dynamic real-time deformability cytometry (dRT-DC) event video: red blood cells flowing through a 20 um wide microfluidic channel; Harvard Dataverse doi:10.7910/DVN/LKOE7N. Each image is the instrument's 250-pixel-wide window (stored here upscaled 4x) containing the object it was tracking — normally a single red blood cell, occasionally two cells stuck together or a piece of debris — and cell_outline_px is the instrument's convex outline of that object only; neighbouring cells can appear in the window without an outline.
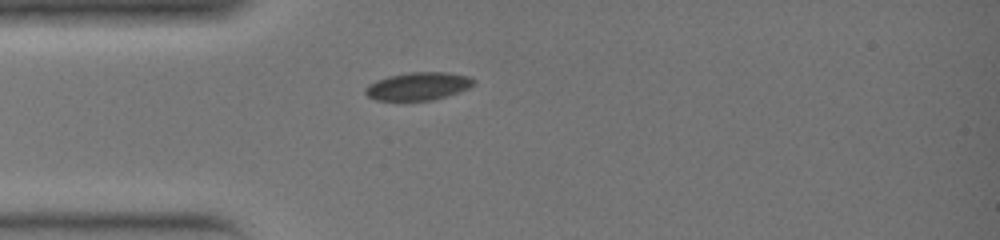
{"species": "common noctule bat (a hibernating species)", "species_latin": "Nyctalus noctula", "temperature_condition": "warm", "stored_images_in_passage": 25, "camera_frame_rate_fps": 3000, "um_per_image_px": 0.085, "animal": {"sex": "female", "body_mass_g": 19.0, "forearm_length_mm": 51.5}, "frame": {"image": 1, "passage_image": 1, "time_ms": 0.0, "image_size_px": [1000, 240], "cell_outline_px": [[476, 80], [468, 88], [432, 100], [376, 100], [368, 96], [364, 92], [364, 88], [368, 84], [376, 80], [388, 76], [408, 72], [448, 72], [468, 76]], "centroid_in_image_um": [35.49, 7.31], "position_along_channel_um": 49.5, "area_um2": 17.46}}
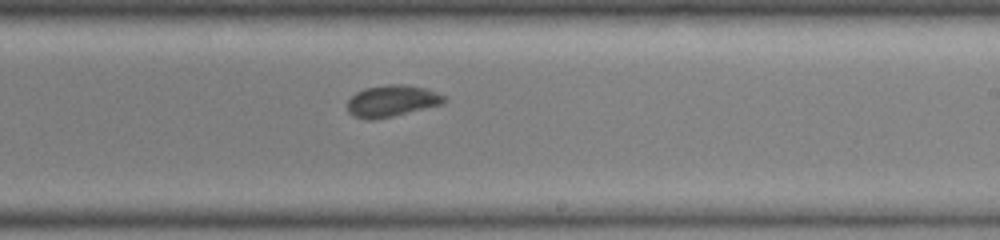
{"frame": {"image": 2, "passage_image": 13, "time_ms": 4.0, "image_size_px": [1000, 240], "cell_outline_px": [[448, 100], [444, 104], [392, 116], [372, 120], [368, 120], [356, 116], [348, 112], [348, 100], [356, 92], [364, 88], [388, 84], [404, 84], [424, 88], [448, 96]], "centroid_in_image_um": [33.35, 8.57], "position_along_channel_um": 255.6, "area_um2": 17.86}}
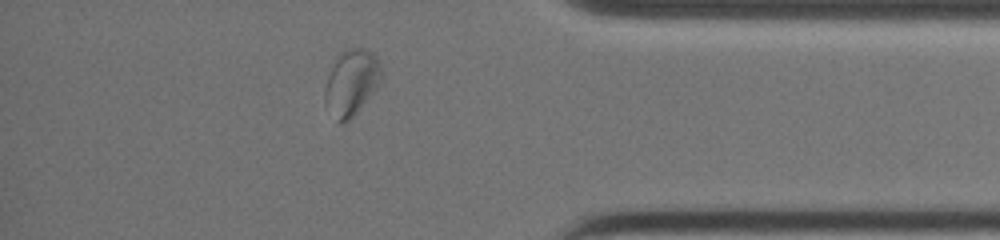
{"frame": {"image": 3, "passage_image": 22, "time_ms": 7.0, "image_size_px": [1000, 240], "cell_outline_px": [[380, 84], [352, 116], [344, 124], [340, 124], [324, 104], [324, 88], [328, 76], [336, 56], [344, 48], [364, 48], [372, 52], [380, 60]], "centroid_in_image_um": [29.84, 6.98], "position_along_channel_um": 405.4, "area_um2": 21.68}}